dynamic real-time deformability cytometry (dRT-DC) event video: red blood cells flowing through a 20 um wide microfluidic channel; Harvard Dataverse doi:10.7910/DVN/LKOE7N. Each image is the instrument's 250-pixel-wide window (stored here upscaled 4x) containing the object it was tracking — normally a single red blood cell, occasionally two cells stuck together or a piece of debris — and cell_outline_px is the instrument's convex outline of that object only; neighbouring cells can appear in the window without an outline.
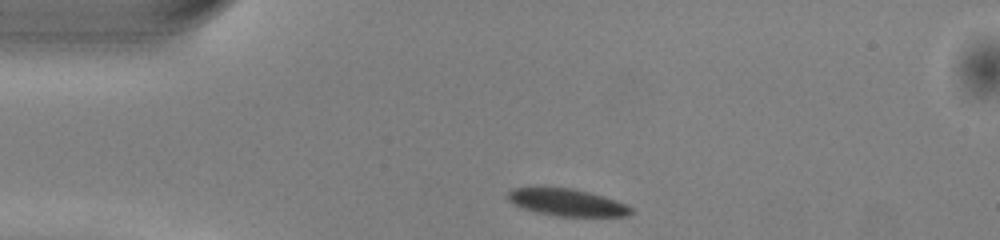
{"species": "common noctule bat (a hibernating species)", "species_latin": "Nyctalus noctula", "temperature_condition": "warm", "stored_images_in_passage": 41, "camera_frame_rate_fps": 3000, "um_per_image_px": 0.085, "animal": {"sex": "male", "body_mass_g": 13.0, "forearm_length_mm": 53.1}, "frame": {"image": 1, "passage_image": 1, "time_ms": 0.0, "image_size_px": [1000, 240], "cell_outline_px": [[632, 212], [624, 216], [560, 216], [540, 212], [524, 208], [508, 200], [508, 192], [512, 188], [572, 188], [604, 196], [616, 200], [632, 208]], "centroid_in_image_um": [48.22, 17.2], "position_along_channel_um": 36.8, "area_um2": 18.9}}
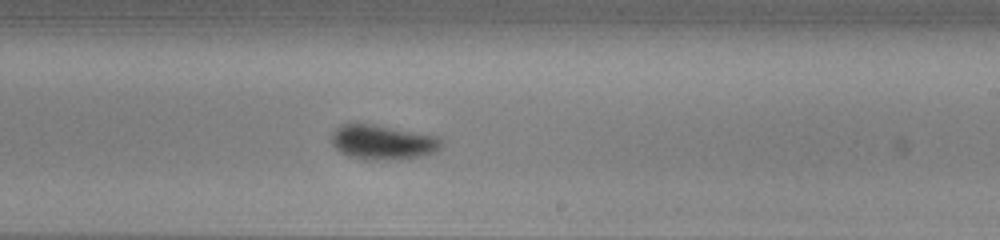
{"frame": {"image": 2, "passage_image": 20, "time_ms": 6.333, "image_size_px": [1000, 240], "cell_outline_px": [[444, 144], [436, 152], [424, 156], [396, 160], [364, 160], [348, 156], [340, 152], [332, 144], [332, 136], [336, 128], [344, 124], [376, 124], [436, 136], [444, 140]], "centroid_in_image_um": [32.58, 12.11], "position_along_channel_um": 256.4, "area_um2": 22.48}}
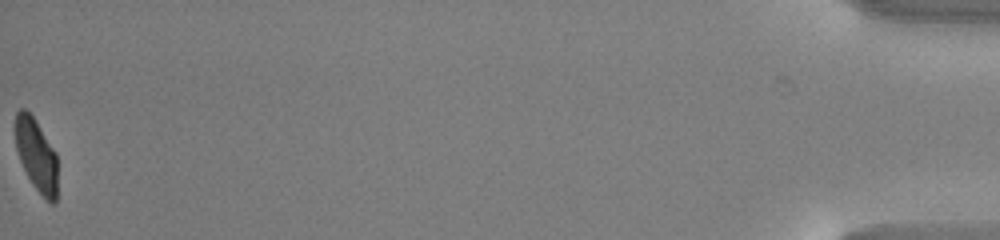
{"frame": {"image": 3, "passage_image": 41, "time_ms": 13.333, "image_size_px": [1000, 240], "cell_outline_px": [[56, 204], [52, 204], [32, 184], [20, 160], [16, 148], [16, 112], [20, 108], [24, 108], [32, 116], [56, 152]], "centroid_in_image_um": [3.09, 13.17], "position_along_channel_um": 432.1, "area_um2": 17.28}, "authors_computed_cell_mechanics": {"area_um2": 21.2704, "velocity_mm_per_s": 4.0213, "shape_relaxation_time_tau1_ms": 2.3527, "shape_relaxation_time_tau2_ms": 1.4586, "deformation_change_tau1": 0.1117, "deformation_change_tau2": 0.0475}}